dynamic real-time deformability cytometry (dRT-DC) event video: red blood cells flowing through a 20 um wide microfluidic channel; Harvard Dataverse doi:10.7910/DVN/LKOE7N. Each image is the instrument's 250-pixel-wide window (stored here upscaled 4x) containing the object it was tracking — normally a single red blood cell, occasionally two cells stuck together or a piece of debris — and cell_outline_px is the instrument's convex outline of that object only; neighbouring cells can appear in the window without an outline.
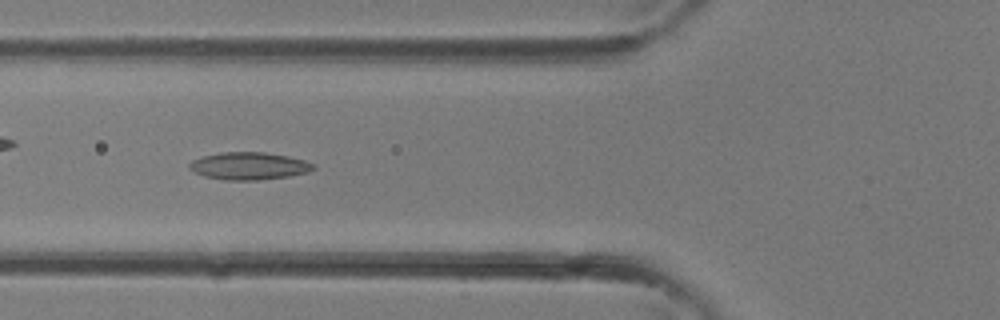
{"species": "common noctule bat (a hibernating species)", "species_latin": "Nyctalus noctula", "temperature_condition": "room temperature", "stored_images_in_passage": 36, "camera_frame_rate_fps": 3000, "um_per_image_px": 0.085, "animal": {"sex": "female"}, "frame": {"image": 1, "passage_image": 13, "time_ms": 4.0, "image_size_px": [1000, 320], "cell_outline_px": [[316, 168], [308, 172], [288, 176], [256, 180], [224, 180], [204, 176], [188, 168], [188, 164], [192, 160], [204, 156], [220, 152], [264, 152], [288, 156], [304, 160], [316, 164]], "centroid_in_image_um": [21.17, 14.1], "position_along_channel_um": 104.6, "area_um2": 19.83}}
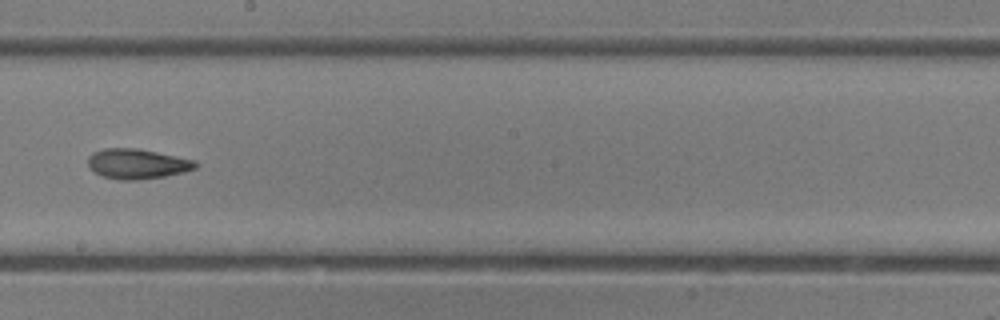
{"frame": {"image": 2, "passage_image": 20, "time_ms": 6.333, "image_size_px": [1000, 320], "cell_outline_px": [[200, 164], [196, 168], [184, 172], [164, 176], [140, 180], [120, 180], [104, 176], [92, 172], [88, 168], [88, 156], [92, 152], [104, 148], [136, 148], [196, 160]], "centroid_in_image_um": [11.65, 13.93], "position_along_channel_um": 236.6, "area_um2": 19.02}}
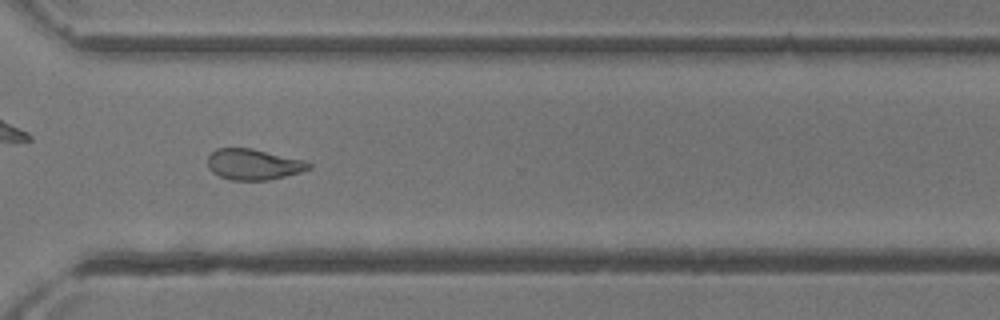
{"frame": {"image": 3, "passage_image": 26, "time_ms": 8.333, "image_size_px": [1000, 320], "cell_outline_px": [[312, 168], [300, 172], [268, 180], [232, 180], [220, 176], [212, 172], [208, 168], [208, 156], [216, 148], [252, 148], [304, 160], [312, 164]], "centroid_in_image_um": [21.54, 13.97], "position_along_channel_um": 349.1, "area_um2": 18.15}}